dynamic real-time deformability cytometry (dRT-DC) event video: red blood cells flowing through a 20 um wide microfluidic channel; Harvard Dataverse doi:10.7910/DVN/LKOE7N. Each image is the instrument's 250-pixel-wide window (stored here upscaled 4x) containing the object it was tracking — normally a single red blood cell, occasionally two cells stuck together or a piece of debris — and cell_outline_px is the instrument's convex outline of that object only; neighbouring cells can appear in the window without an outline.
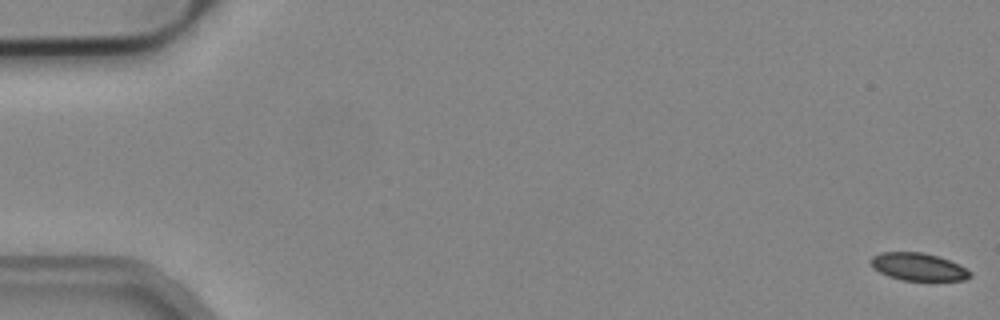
{"species": "common noctule bat (a hibernating species)", "species_latin": "Nyctalus noctula", "temperature_condition": "cold", "stored_images_in_passage": 56, "camera_frame_rate_fps": 3000, "um_per_image_px": 0.085, "animal": {"sex": "male", "body_mass_g": 19.2, "forearm_length_mm": 51.8}, "frame": {"image": 1, "passage_image": 1, "time_ms": 0.0, "image_size_px": [1000, 320], "cell_outline_px": [[972, 276], [964, 280], [900, 280], [888, 276], [872, 268], [868, 260], [872, 256], [880, 252], [924, 252], [940, 256], [972, 272]], "centroid_in_image_um": [78.0, 22.67], "position_along_channel_um": 7.0, "area_um2": 16.07}}
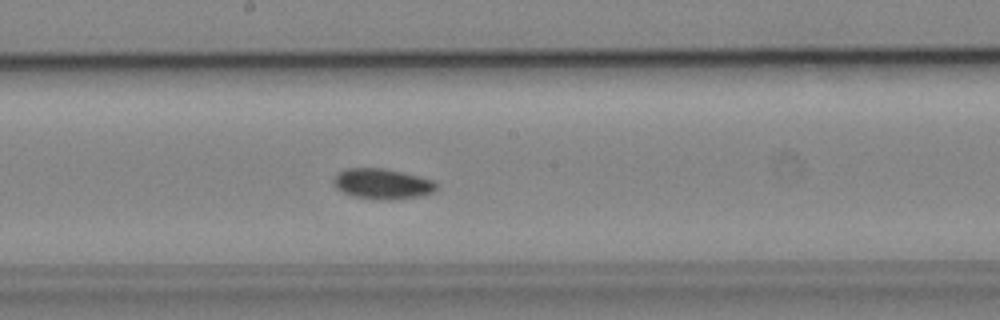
{"frame": {"image": 2, "passage_image": 30, "time_ms": 9.667, "image_size_px": [1000, 320], "cell_outline_px": [[436, 188], [432, 192], [416, 196], [352, 196], [336, 188], [332, 180], [340, 172], [348, 168], [384, 168], [432, 180], [436, 184]], "centroid_in_image_um": [32.43, 15.56], "position_along_channel_um": 215.8, "area_um2": 16.76}}
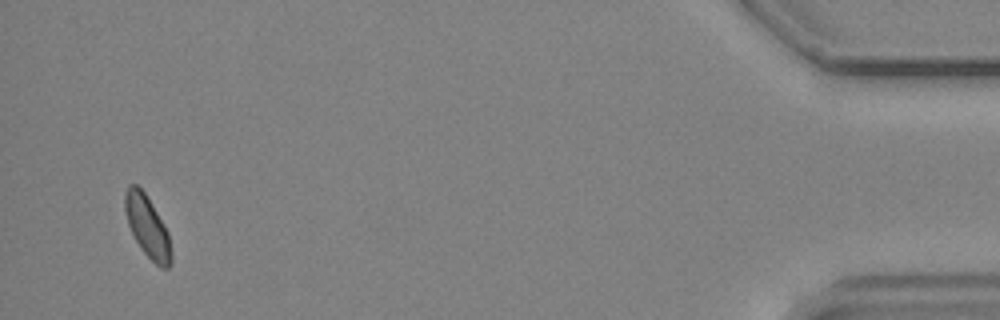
{"frame": {"image": 3, "passage_image": 53, "time_ms": 17.333, "image_size_px": [1000, 320], "cell_outline_px": [[172, 264], [168, 268], [160, 268], [140, 248], [128, 224], [124, 208], [124, 192], [128, 184], [136, 184], [144, 192], [168, 232], [172, 252]], "centroid_in_image_um": [12.52, 19.27], "position_along_channel_um": 422.7, "area_um2": 16.47}}